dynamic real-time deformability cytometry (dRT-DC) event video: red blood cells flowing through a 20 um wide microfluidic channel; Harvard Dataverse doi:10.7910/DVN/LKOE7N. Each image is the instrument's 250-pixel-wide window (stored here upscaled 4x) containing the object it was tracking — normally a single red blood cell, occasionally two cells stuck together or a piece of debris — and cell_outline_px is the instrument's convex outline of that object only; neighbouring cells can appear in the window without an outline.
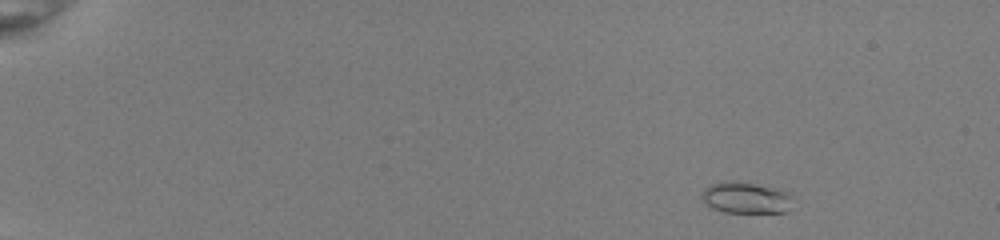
{"species": "common noctule bat (a hibernating species)", "species_latin": "Nyctalus noctula", "temperature_condition": "room temperature", "stored_images_in_passage": 50, "camera_frame_rate_fps": 3000, "um_per_image_px": 0.085, "animal": {"sex": "female", "body_mass_g": 22.0, "forearm_length_mm": 56.7}, "frame": {"image": 1, "passage_image": 4, "time_ms": 1.0, "image_size_px": [1000, 240], "cell_outline_px": [[792, 196], [788, 212], [724, 212], [712, 208], [700, 196], [704, 188], [712, 184], [724, 180], [736, 180], [780, 188]], "centroid_in_image_um": [63.4, 16.78], "position_along_channel_um": 21.6, "area_um2": 16.82}}
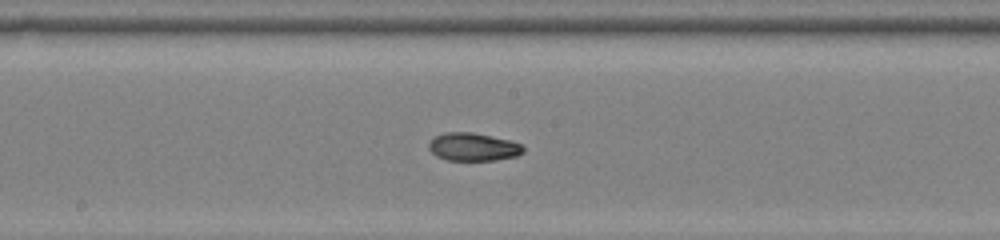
{"frame": {"image": 2, "passage_image": 28, "time_ms": 9.0, "image_size_px": [1000, 240], "cell_outline_px": [[524, 152], [516, 156], [496, 160], [448, 160], [436, 156], [428, 148], [428, 144], [436, 136], [444, 132], [472, 132], [512, 140], [524, 144]], "centroid_in_image_um": [40.26, 12.48], "position_along_channel_um": 207.9, "area_um2": 15.55}}
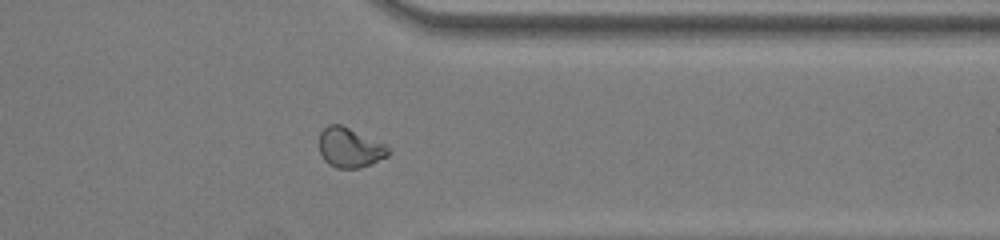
{"frame": {"image": 3, "passage_image": 41, "time_ms": 13.333, "image_size_px": [1000, 240], "cell_outline_px": [[388, 156], [372, 164], [360, 168], [336, 168], [328, 164], [324, 160], [320, 152], [320, 132], [328, 124], [340, 124], [384, 144], [388, 148]], "centroid_in_image_um": [29.71, 12.57], "position_along_channel_um": 381.7, "area_um2": 15.84}, "authors_computed_cell_mechanics": {"area_um2": 15.5482, "velocity_mm_per_s": 4.0154, "shape_relaxation_time_tau1_ms": 8.9258, "shape_relaxation_time_tau2_ms": 3.9082, "deformation_change_tau1": 0.24, "deformation_change_tau2": 0.0547}}